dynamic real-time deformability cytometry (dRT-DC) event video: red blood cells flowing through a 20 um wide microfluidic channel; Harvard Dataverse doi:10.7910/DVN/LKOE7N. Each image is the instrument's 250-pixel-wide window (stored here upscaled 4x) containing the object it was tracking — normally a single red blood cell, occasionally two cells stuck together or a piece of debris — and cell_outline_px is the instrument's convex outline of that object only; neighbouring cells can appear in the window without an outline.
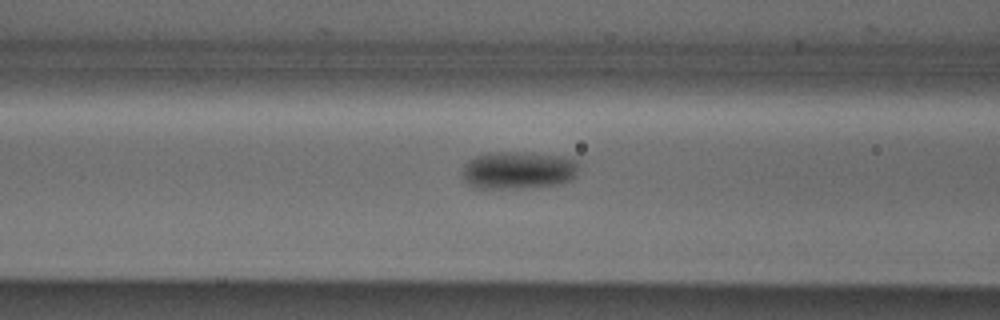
{"species": "Egyptian fruit bat (a non-hibernating species)", "species_latin": "Rousettus aegyptiacus", "temperature_condition": "cold", "stored_images_in_passage": 14, "camera_frame_rate_fps": 3000, "um_per_image_px": 0.085, "animal": {"sex": "male"}, "frame": {"image": 1, "passage_image": 12, "time_ms": 3.667, "image_size_px": [1000, 320], "cell_outline_px": [[580, 164], [576, 176], [572, 180], [560, 184], [516, 188], [476, 188], [468, 184], [464, 180], [464, 164], [468, 160], [476, 156], [488, 152], [532, 152], [572, 156], [580, 160]], "centroid_in_image_um": [44.16, 14.44], "position_along_channel_um": 122.4, "area_um2": 26.18}}